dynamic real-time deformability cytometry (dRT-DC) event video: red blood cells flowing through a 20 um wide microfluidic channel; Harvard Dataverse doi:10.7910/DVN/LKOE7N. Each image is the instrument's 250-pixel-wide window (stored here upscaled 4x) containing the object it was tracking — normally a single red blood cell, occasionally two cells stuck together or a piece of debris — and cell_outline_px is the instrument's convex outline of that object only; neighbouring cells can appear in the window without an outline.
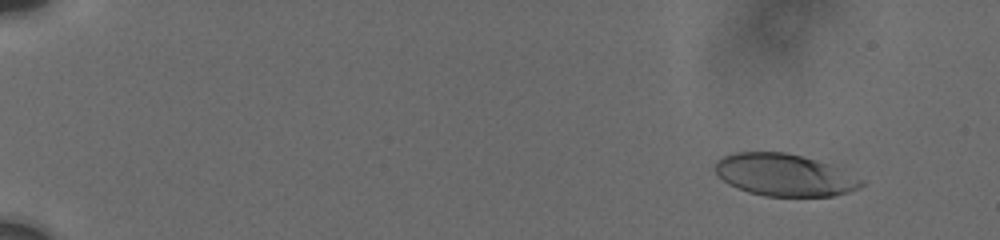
{"species": "human", "species_latin": "Homo sapiens", "temperature_condition": "cold", "stored_images_in_passage": 24, "camera_frame_rate_fps": 3000, "um_per_image_px": 0.085, "donor": {"sex": "male"}, "frame": {"image": 1, "passage_image": 5, "time_ms": 1.667, "image_size_px": [1000, 240], "cell_outline_px": [[864, 184], [860, 188], [848, 192], [832, 196], [764, 196], [748, 192], [736, 188], [728, 184], [716, 172], [716, 160], [724, 156], [736, 152], [784, 152], [816, 160], [840, 168], [864, 180]], "centroid_in_image_um": [66.69, 14.88], "position_along_channel_um": 18.3, "area_um2": 35.78}}
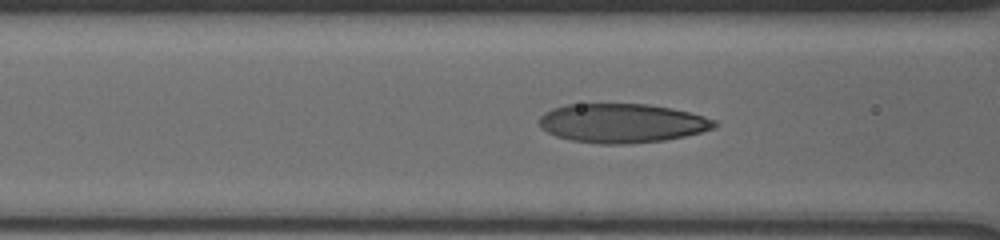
{"frame": {"image": 2, "passage_image": 20, "time_ms": 8.333, "image_size_px": [1000, 240], "cell_outline_px": [[720, 124], [716, 128], [684, 136], [664, 140], [628, 144], [600, 144], [572, 140], [556, 136], [540, 128], [540, 116], [544, 112], [552, 108], [568, 104], [648, 104], [672, 108], [704, 116], [716, 120]], "centroid_in_image_um": [52.89, 10.47], "position_along_channel_um": 113.7, "area_um2": 40.06}}
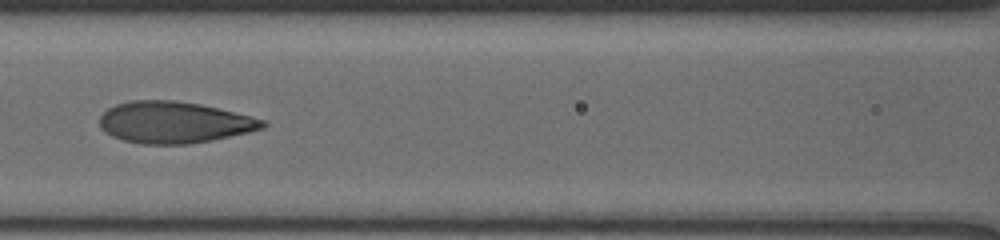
{"frame": {"image": 3, "passage_image": 22, "time_ms": 9.333, "image_size_px": [1000, 240], "cell_outline_px": [[268, 124], [264, 128], [248, 132], [212, 140], [188, 144], [140, 144], [124, 140], [112, 136], [100, 128], [100, 116], [108, 108], [116, 104], [132, 100], [172, 100], [200, 104], [264, 120]], "centroid_in_image_um": [14.76, 10.4], "position_along_channel_um": 151.8, "area_um2": 39.19}}